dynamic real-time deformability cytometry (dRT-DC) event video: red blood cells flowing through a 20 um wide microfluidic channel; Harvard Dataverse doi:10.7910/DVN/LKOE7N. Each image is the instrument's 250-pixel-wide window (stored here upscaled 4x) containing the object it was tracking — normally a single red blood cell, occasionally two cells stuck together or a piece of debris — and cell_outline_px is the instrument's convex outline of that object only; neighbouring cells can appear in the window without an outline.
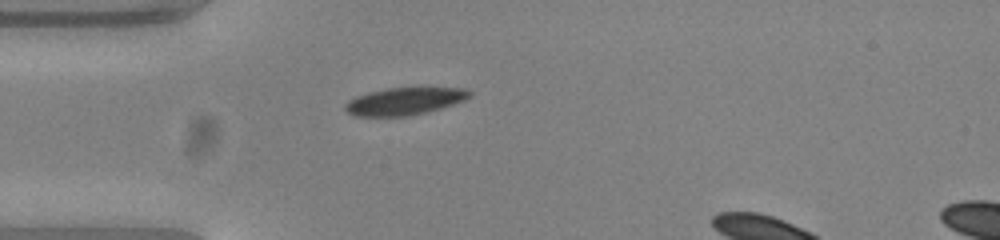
{"species": "common noctule bat (a hibernating species)", "species_latin": "Nyctalus noctula", "temperature_condition": "warm", "stored_images_in_passage": 30, "camera_frame_rate_fps": 3000, "um_per_image_px": 0.085, "animal": {"sex": "female", "body_mass_g": 23.0, "forearm_length_mm": 53.4}, "frame": {"image": 1, "passage_image": 1, "time_ms": 0.0, "image_size_px": [1000, 240], "cell_outline_px": [[472, 96], [464, 100], [440, 108], [408, 116], [356, 116], [348, 112], [344, 108], [344, 104], [348, 100], [356, 96], [368, 92], [388, 88], [468, 88], [472, 92]], "centroid_in_image_um": [34.37, 8.6], "position_along_channel_um": 50.6, "area_um2": 19.71}}
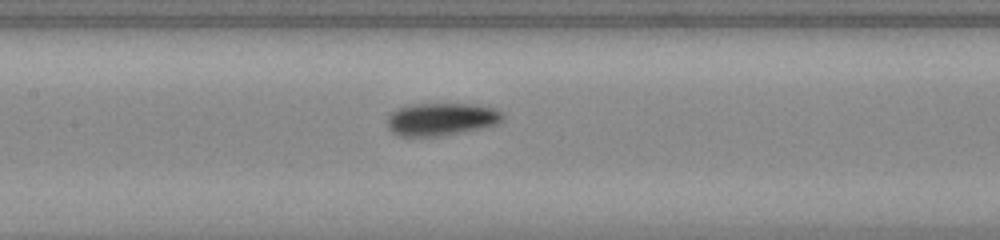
{"frame": {"image": 2, "passage_image": 11, "time_ms": 3.333, "image_size_px": [1000, 240], "cell_outline_px": [[504, 120], [488, 128], [440, 136], [400, 136], [392, 132], [388, 128], [388, 116], [392, 112], [400, 108], [412, 104], [476, 104], [496, 108], [504, 112]], "centroid_in_image_um": [37.6, 10.13], "position_along_channel_um": 169.8, "area_um2": 22.31}}
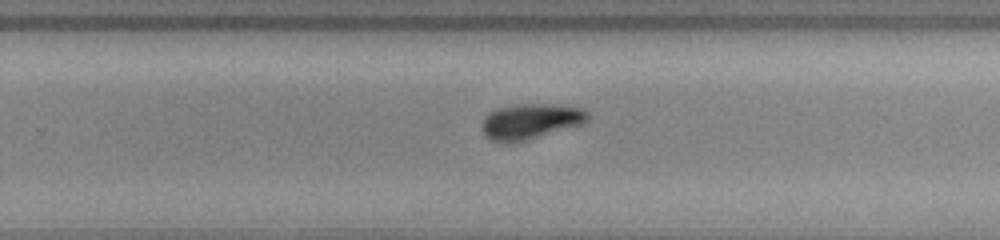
{"frame": {"image": 3, "passage_image": 20, "time_ms": 6.333, "image_size_px": [1000, 240], "cell_outline_px": [[588, 120], [584, 124], [524, 140], [492, 140], [484, 132], [484, 116], [496, 108], [516, 104], [544, 104], [584, 108], [588, 112]], "centroid_in_image_um": [45.16, 10.27], "position_along_channel_um": 284.6, "area_um2": 21.1}}